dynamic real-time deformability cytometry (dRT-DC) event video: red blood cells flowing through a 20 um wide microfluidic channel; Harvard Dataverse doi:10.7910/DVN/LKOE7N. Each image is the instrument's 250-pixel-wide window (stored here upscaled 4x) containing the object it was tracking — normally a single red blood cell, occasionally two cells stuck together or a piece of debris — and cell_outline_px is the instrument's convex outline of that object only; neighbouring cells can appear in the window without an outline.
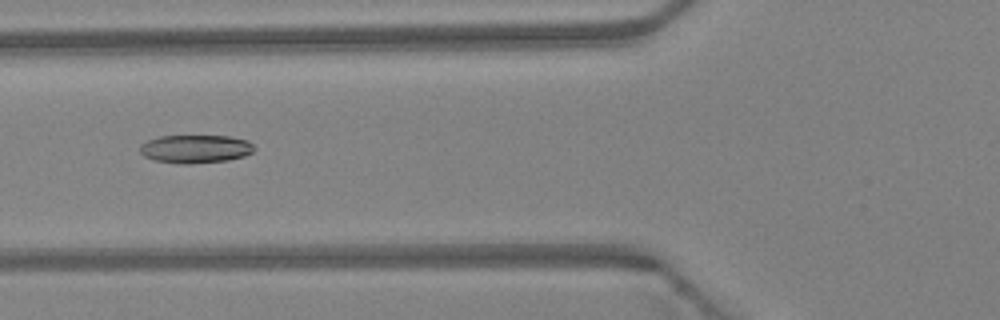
{"species": "Egyptian fruit bat (a non-hibernating species)", "species_latin": "Rousettus aegyptiacus", "temperature_condition": "warm", "stored_images_in_passage": 48, "camera_frame_rate_fps": 3000, "um_per_image_px": 0.085, "animal": {"sex": "female"}, "frame": {"image": 1, "passage_image": 19, "time_ms": 6.0, "image_size_px": [1000, 320], "cell_outline_px": [[256, 148], [252, 152], [244, 156], [228, 160], [188, 164], [176, 164], [156, 160], [144, 156], [140, 152], [140, 144], [148, 140], [160, 136], [228, 136], [248, 140]], "centroid_in_image_um": [16.62, 12.66], "position_along_channel_um": 109.2, "area_um2": 18.84}}
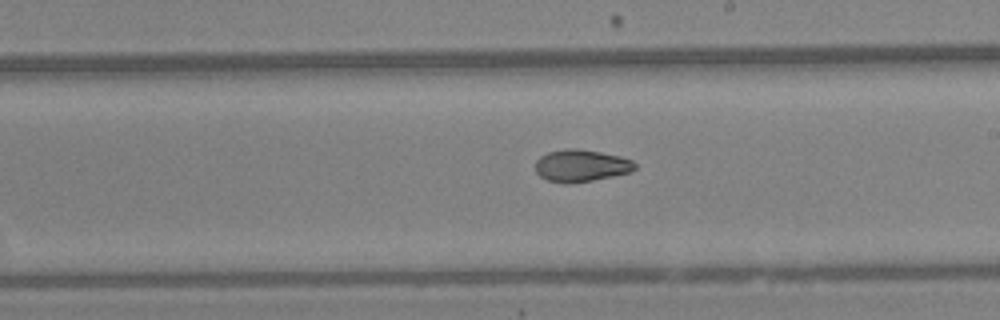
{"frame": {"image": 2, "passage_image": 28, "time_ms": 9.0, "image_size_px": [1000, 320], "cell_outline_px": [[636, 168], [632, 172], [592, 180], [568, 184], [564, 184], [548, 180], [540, 176], [536, 172], [536, 160], [540, 156], [548, 152], [568, 148], [576, 148], [600, 152], [620, 156], [632, 160], [636, 164]], "centroid_in_image_um": [49.4, 14.08], "position_along_channel_um": 239.6, "area_um2": 18.67}}
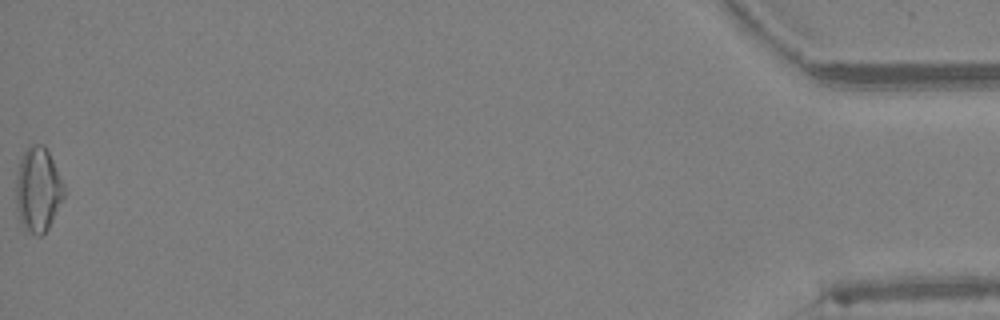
{"frame": {"image": 3, "passage_image": 48, "time_ms": 15.667, "image_size_px": [1000, 320], "cell_outline_px": [[64, 196], [48, 228], [40, 236], [36, 236], [28, 232], [20, 220], [16, 208], [16, 176], [20, 160], [28, 144], [44, 144], [64, 184]], "centroid_in_image_um": [3.21, 16.1], "position_along_channel_um": 432.0, "area_um2": 23.52}, "authors_computed_cell_mechanics": {"area_um2": 19.363, "velocity_mm_per_s": 4.3611, "shape_relaxation_time_tau1_ms": 4.1531, "shape_relaxation_time_tau2_ms": 3.4995, "deformation_change_tau1": 0.1735, "deformation_change_tau2": 0.0886}}